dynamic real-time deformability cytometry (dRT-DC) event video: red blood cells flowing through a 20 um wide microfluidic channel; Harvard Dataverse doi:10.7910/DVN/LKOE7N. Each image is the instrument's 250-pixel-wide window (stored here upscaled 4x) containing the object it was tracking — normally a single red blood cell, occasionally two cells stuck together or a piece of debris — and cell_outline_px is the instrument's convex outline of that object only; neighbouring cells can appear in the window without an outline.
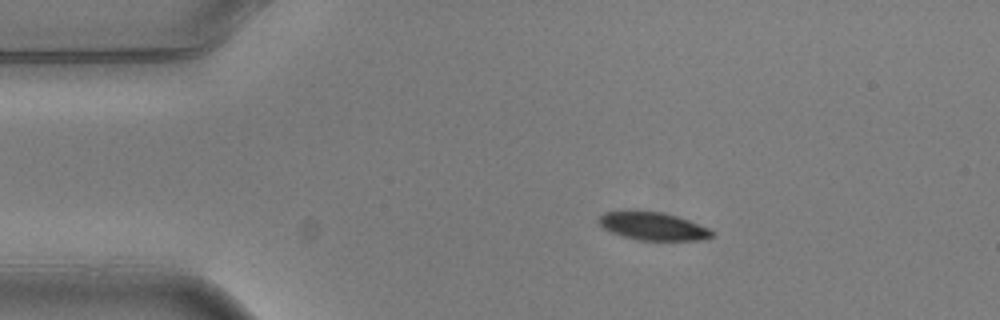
{"species": "common noctule bat (a hibernating species)", "species_latin": "Nyctalus noctula", "temperature_condition": "warm", "stored_images_in_passage": 5, "camera_frame_rate_fps": 3000, "um_per_image_px": 0.085, "animal": {"sex": "male", "body_mass_g": 20.5, "forearm_length_mm": 52.5}, "frame": {"image": 1, "passage_image": 1, "time_ms": 0.0, "image_size_px": [1000, 320], "cell_outline_px": [[716, 232], [708, 240], [640, 240], [624, 236], [612, 232], [604, 228], [596, 220], [604, 212], [664, 212], [688, 220], [708, 228]], "centroid_in_image_um": [55.56, 19.24], "position_along_channel_um": 29.4, "area_um2": 18.09}}
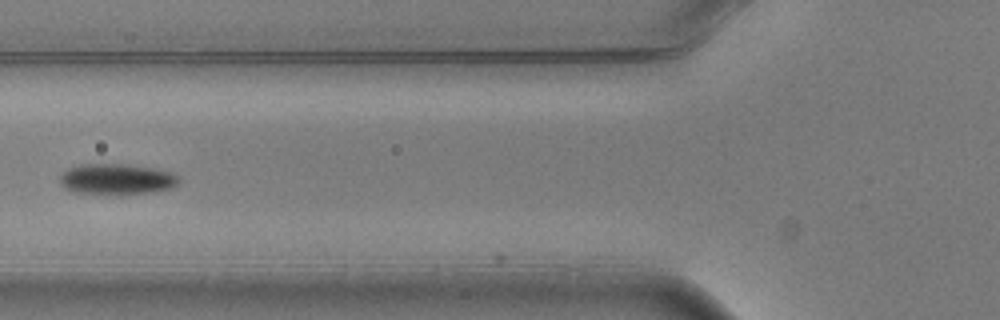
{"frame": {"image": 2, "passage_image": 4, "time_ms": 1.0, "image_size_px": [1000, 320], "cell_outline_px": [[180, 180], [172, 188], [148, 192], [72, 192], [64, 188], [60, 184], [60, 176], [68, 168], [80, 164], [128, 164], [152, 168], [172, 172], [180, 176]], "centroid_in_image_um": [9.92, 15.19], "position_along_channel_um": 115.9, "area_um2": 20.75}}